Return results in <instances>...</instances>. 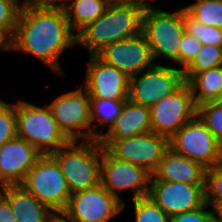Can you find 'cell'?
Instances as JSON below:
<instances>
[{
  "instance_id": "f1b7e54d",
  "label": "cell",
  "mask_w": 222,
  "mask_h": 222,
  "mask_svg": "<svg viewBox=\"0 0 222 222\" xmlns=\"http://www.w3.org/2000/svg\"><path fill=\"white\" fill-rule=\"evenodd\" d=\"M0 147L17 136L16 100L8 101L0 95Z\"/></svg>"
},
{
  "instance_id": "ba28073f",
  "label": "cell",
  "mask_w": 222,
  "mask_h": 222,
  "mask_svg": "<svg viewBox=\"0 0 222 222\" xmlns=\"http://www.w3.org/2000/svg\"><path fill=\"white\" fill-rule=\"evenodd\" d=\"M150 178L151 174L144 168L122 161L102 147L100 184L123 203V211L128 206L121 194L132 192V200L147 196Z\"/></svg>"
},
{
  "instance_id": "ffe728a7",
  "label": "cell",
  "mask_w": 222,
  "mask_h": 222,
  "mask_svg": "<svg viewBox=\"0 0 222 222\" xmlns=\"http://www.w3.org/2000/svg\"><path fill=\"white\" fill-rule=\"evenodd\" d=\"M152 131L150 109L129 100L110 130L101 139H129Z\"/></svg>"
},
{
  "instance_id": "7a4b0ae2",
  "label": "cell",
  "mask_w": 222,
  "mask_h": 222,
  "mask_svg": "<svg viewBox=\"0 0 222 222\" xmlns=\"http://www.w3.org/2000/svg\"><path fill=\"white\" fill-rule=\"evenodd\" d=\"M150 0L111 2L104 14L77 34V45L89 55L142 31V16Z\"/></svg>"
},
{
  "instance_id": "ab89813d",
  "label": "cell",
  "mask_w": 222,
  "mask_h": 222,
  "mask_svg": "<svg viewBox=\"0 0 222 222\" xmlns=\"http://www.w3.org/2000/svg\"><path fill=\"white\" fill-rule=\"evenodd\" d=\"M111 2H116V1H133V0H110Z\"/></svg>"
},
{
  "instance_id": "5b68a950",
  "label": "cell",
  "mask_w": 222,
  "mask_h": 222,
  "mask_svg": "<svg viewBox=\"0 0 222 222\" xmlns=\"http://www.w3.org/2000/svg\"><path fill=\"white\" fill-rule=\"evenodd\" d=\"M20 97L16 100L17 136L42 155L66 146L70 140L58 128L50 108Z\"/></svg>"
},
{
  "instance_id": "74e56055",
  "label": "cell",
  "mask_w": 222,
  "mask_h": 222,
  "mask_svg": "<svg viewBox=\"0 0 222 222\" xmlns=\"http://www.w3.org/2000/svg\"><path fill=\"white\" fill-rule=\"evenodd\" d=\"M213 212H214V218L219 221L222 222V202H218L216 203L213 207Z\"/></svg>"
},
{
  "instance_id": "52a82bcc",
  "label": "cell",
  "mask_w": 222,
  "mask_h": 222,
  "mask_svg": "<svg viewBox=\"0 0 222 222\" xmlns=\"http://www.w3.org/2000/svg\"><path fill=\"white\" fill-rule=\"evenodd\" d=\"M20 185L54 213L63 212L71 196L66 178L50 154L37 160Z\"/></svg>"
},
{
  "instance_id": "7c38bea8",
  "label": "cell",
  "mask_w": 222,
  "mask_h": 222,
  "mask_svg": "<svg viewBox=\"0 0 222 222\" xmlns=\"http://www.w3.org/2000/svg\"><path fill=\"white\" fill-rule=\"evenodd\" d=\"M149 109L152 131L168 139L197 114V106L186 82Z\"/></svg>"
},
{
  "instance_id": "6da1fadb",
  "label": "cell",
  "mask_w": 222,
  "mask_h": 222,
  "mask_svg": "<svg viewBox=\"0 0 222 222\" xmlns=\"http://www.w3.org/2000/svg\"><path fill=\"white\" fill-rule=\"evenodd\" d=\"M77 46L63 7H21L11 51L31 55L52 72L67 77L60 59Z\"/></svg>"
},
{
  "instance_id": "e575fe53",
  "label": "cell",
  "mask_w": 222,
  "mask_h": 222,
  "mask_svg": "<svg viewBox=\"0 0 222 222\" xmlns=\"http://www.w3.org/2000/svg\"><path fill=\"white\" fill-rule=\"evenodd\" d=\"M0 222H17L7 199L0 193Z\"/></svg>"
},
{
  "instance_id": "cb8c5ba5",
  "label": "cell",
  "mask_w": 222,
  "mask_h": 222,
  "mask_svg": "<svg viewBox=\"0 0 222 222\" xmlns=\"http://www.w3.org/2000/svg\"><path fill=\"white\" fill-rule=\"evenodd\" d=\"M222 66V46L201 45L197 56L183 70V78L187 83L195 74Z\"/></svg>"
},
{
  "instance_id": "e0dca14e",
  "label": "cell",
  "mask_w": 222,
  "mask_h": 222,
  "mask_svg": "<svg viewBox=\"0 0 222 222\" xmlns=\"http://www.w3.org/2000/svg\"><path fill=\"white\" fill-rule=\"evenodd\" d=\"M42 154L16 136L0 147V187L21 184Z\"/></svg>"
},
{
  "instance_id": "8fae6325",
  "label": "cell",
  "mask_w": 222,
  "mask_h": 222,
  "mask_svg": "<svg viewBox=\"0 0 222 222\" xmlns=\"http://www.w3.org/2000/svg\"><path fill=\"white\" fill-rule=\"evenodd\" d=\"M99 142L114 157L140 166L151 175L169 148V139L153 131L129 139H100Z\"/></svg>"
},
{
  "instance_id": "30bf717a",
  "label": "cell",
  "mask_w": 222,
  "mask_h": 222,
  "mask_svg": "<svg viewBox=\"0 0 222 222\" xmlns=\"http://www.w3.org/2000/svg\"><path fill=\"white\" fill-rule=\"evenodd\" d=\"M169 147L206 169L222 163V145L197 115L169 139Z\"/></svg>"
},
{
  "instance_id": "9a60e30c",
  "label": "cell",
  "mask_w": 222,
  "mask_h": 222,
  "mask_svg": "<svg viewBox=\"0 0 222 222\" xmlns=\"http://www.w3.org/2000/svg\"><path fill=\"white\" fill-rule=\"evenodd\" d=\"M205 184L167 182L150 178L148 197L169 217L199 208L205 204Z\"/></svg>"
},
{
  "instance_id": "7402d4cb",
  "label": "cell",
  "mask_w": 222,
  "mask_h": 222,
  "mask_svg": "<svg viewBox=\"0 0 222 222\" xmlns=\"http://www.w3.org/2000/svg\"><path fill=\"white\" fill-rule=\"evenodd\" d=\"M110 3V0H65L63 8L72 31L77 35L101 17Z\"/></svg>"
},
{
  "instance_id": "d4e9b609",
  "label": "cell",
  "mask_w": 222,
  "mask_h": 222,
  "mask_svg": "<svg viewBox=\"0 0 222 222\" xmlns=\"http://www.w3.org/2000/svg\"><path fill=\"white\" fill-rule=\"evenodd\" d=\"M194 1V2H192ZM185 10L204 25L222 29V0H192Z\"/></svg>"
},
{
  "instance_id": "277c9868",
  "label": "cell",
  "mask_w": 222,
  "mask_h": 222,
  "mask_svg": "<svg viewBox=\"0 0 222 222\" xmlns=\"http://www.w3.org/2000/svg\"><path fill=\"white\" fill-rule=\"evenodd\" d=\"M50 155L64 174L71 195L100 184L102 146L99 140L70 141Z\"/></svg>"
},
{
  "instance_id": "836d02e7",
  "label": "cell",
  "mask_w": 222,
  "mask_h": 222,
  "mask_svg": "<svg viewBox=\"0 0 222 222\" xmlns=\"http://www.w3.org/2000/svg\"><path fill=\"white\" fill-rule=\"evenodd\" d=\"M65 0H20L21 7H63Z\"/></svg>"
},
{
  "instance_id": "4fadbf2b",
  "label": "cell",
  "mask_w": 222,
  "mask_h": 222,
  "mask_svg": "<svg viewBox=\"0 0 222 222\" xmlns=\"http://www.w3.org/2000/svg\"><path fill=\"white\" fill-rule=\"evenodd\" d=\"M122 212L123 203L101 184L72 194L63 211L73 222H114Z\"/></svg>"
},
{
  "instance_id": "f546056e",
  "label": "cell",
  "mask_w": 222,
  "mask_h": 222,
  "mask_svg": "<svg viewBox=\"0 0 222 222\" xmlns=\"http://www.w3.org/2000/svg\"><path fill=\"white\" fill-rule=\"evenodd\" d=\"M204 191L209 206L222 202V163L206 169Z\"/></svg>"
},
{
  "instance_id": "d590c367",
  "label": "cell",
  "mask_w": 222,
  "mask_h": 222,
  "mask_svg": "<svg viewBox=\"0 0 222 222\" xmlns=\"http://www.w3.org/2000/svg\"><path fill=\"white\" fill-rule=\"evenodd\" d=\"M0 51L6 52V53L12 52L11 51V38L4 31H1V30H0Z\"/></svg>"
},
{
  "instance_id": "3957f363",
  "label": "cell",
  "mask_w": 222,
  "mask_h": 222,
  "mask_svg": "<svg viewBox=\"0 0 222 222\" xmlns=\"http://www.w3.org/2000/svg\"><path fill=\"white\" fill-rule=\"evenodd\" d=\"M150 0L143 12L142 31L150 46L155 64H169L179 68V45L185 31L183 5L173 12ZM160 59V60H158ZM162 59V60H161Z\"/></svg>"
},
{
  "instance_id": "ac0fdd59",
  "label": "cell",
  "mask_w": 222,
  "mask_h": 222,
  "mask_svg": "<svg viewBox=\"0 0 222 222\" xmlns=\"http://www.w3.org/2000/svg\"><path fill=\"white\" fill-rule=\"evenodd\" d=\"M205 172L200 163L176 153L169 147L163 154L155 172L157 180L186 184H205Z\"/></svg>"
},
{
  "instance_id": "5bb4252c",
  "label": "cell",
  "mask_w": 222,
  "mask_h": 222,
  "mask_svg": "<svg viewBox=\"0 0 222 222\" xmlns=\"http://www.w3.org/2000/svg\"><path fill=\"white\" fill-rule=\"evenodd\" d=\"M96 56L128 77L135 76L155 64L143 31L107 45Z\"/></svg>"
},
{
  "instance_id": "1f68e13d",
  "label": "cell",
  "mask_w": 222,
  "mask_h": 222,
  "mask_svg": "<svg viewBox=\"0 0 222 222\" xmlns=\"http://www.w3.org/2000/svg\"><path fill=\"white\" fill-rule=\"evenodd\" d=\"M201 45L199 39L184 33L179 45V69L183 71L190 64L200 51Z\"/></svg>"
},
{
  "instance_id": "f35d334b",
  "label": "cell",
  "mask_w": 222,
  "mask_h": 222,
  "mask_svg": "<svg viewBox=\"0 0 222 222\" xmlns=\"http://www.w3.org/2000/svg\"><path fill=\"white\" fill-rule=\"evenodd\" d=\"M216 101L222 102V89H221L220 95H219V97H218V99Z\"/></svg>"
},
{
  "instance_id": "d6a6232c",
  "label": "cell",
  "mask_w": 222,
  "mask_h": 222,
  "mask_svg": "<svg viewBox=\"0 0 222 222\" xmlns=\"http://www.w3.org/2000/svg\"><path fill=\"white\" fill-rule=\"evenodd\" d=\"M213 219V209L205 203L199 208L170 217V222H212Z\"/></svg>"
},
{
  "instance_id": "8d00e7d4",
  "label": "cell",
  "mask_w": 222,
  "mask_h": 222,
  "mask_svg": "<svg viewBox=\"0 0 222 222\" xmlns=\"http://www.w3.org/2000/svg\"><path fill=\"white\" fill-rule=\"evenodd\" d=\"M48 222H73L63 212L54 213Z\"/></svg>"
},
{
  "instance_id": "83f0119b",
  "label": "cell",
  "mask_w": 222,
  "mask_h": 222,
  "mask_svg": "<svg viewBox=\"0 0 222 222\" xmlns=\"http://www.w3.org/2000/svg\"><path fill=\"white\" fill-rule=\"evenodd\" d=\"M196 115L222 145V102L210 101L199 104Z\"/></svg>"
},
{
  "instance_id": "44dd1931",
  "label": "cell",
  "mask_w": 222,
  "mask_h": 222,
  "mask_svg": "<svg viewBox=\"0 0 222 222\" xmlns=\"http://www.w3.org/2000/svg\"><path fill=\"white\" fill-rule=\"evenodd\" d=\"M127 100L90 98L92 140H100L110 130Z\"/></svg>"
},
{
  "instance_id": "8992f818",
  "label": "cell",
  "mask_w": 222,
  "mask_h": 222,
  "mask_svg": "<svg viewBox=\"0 0 222 222\" xmlns=\"http://www.w3.org/2000/svg\"><path fill=\"white\" fill-rule=\"evenodd\" d=\"M55 96L46 104L63 134L70 141L92 140L90 96L87 90L81 85Z\"/></svg>"
},
{
  "instance_id": "4316f807",
  "label": "cell",
  "mask_w": 222,
  "mask_h": 222,
  "mask_svg": "<svg viewBox=\"0 0 222 222\" xmlns=\"http://www.w3.org/2000/svg\"><path fill=\"white\" fill-rule=\"evenodd\" d=\"M133 222H170V217L148 196L132 200Z\"/></svg>"
},
{
  "instance_id": "484cf974",
  "label": "cell",
  "mask_w": 222,
  "mask_h": 222,
  "mask_svg": "<svg viewBox=\"0 0 222 222\" xmlns=\"http://www.w3.org/2000/svg\"><path fill=\"white\" fill-rule=\"evenodd\" d=\"M185 31L199 39L202 45L222 46V29L204 25L191 16L183 7Z\"/></svg>"
},
{
  "instance_id": "603a6c76",
  "label": "cell",
  "mask_w": 222,
  "mask_h": 222,
  "mask_svg": "<svg viewBox=\"0 0 222 222\" xmlns=\"http://www.w3.org/2000/svg\"><path fill=\"white\" fill-rule=\"evenodd\" d=\"M187 84L190 86L196 106L216 101L222 89V66L195 74Z\"/></svg>"
},
{
  "instance_id": "2e32d148",
  "label": "cell",
  "mask_w": 222,
  "mask_h": 222,
  "mask_svg": "<svg viewBox=\"0 0 222 222\" xmlns=\"http://www.w3.org/2000/svg\"><path fill=\"white\" fill-rule=\"evenodd\" d=\"M85 77L80 85L90 98L128 99L129 77L119 69L110 66L96 55L88 56Z\"/></svg>"
},
{
  "instance_id": "60d3db41",
  "label": "cell",
  "mask_w": 222,
  "mask_h": 222,
  "mask_svg": "<svg viewBox=\"0 0 222 222\" xmlns=\"http://www.w3.org/2000/svg\"><path fill=\"white\" fill-rule=\"evenodd\" d=\"M212 222H219V221H217L215 218L212 220Z\"/></svg>"
},
{
  "instance_id": "9c48e42d",
  "label": "cell",
  "mask_w": 222,
  "mask_h": 222,
  "mask_svg": "<svg viewBox=\"0 0 222 222\" xmlns=\"http://www.w3.org/2000/svg\"><path fill=\"white\" fill-rule=\"evenodd\" d=\"M183 71L171 64H154L139 74L129 77L128 100L151 107L175 92L183 83Z\"/></svg>"
},
{
  "instance_id": "4dcf8cb0",
  "label": "cell",
  "mask_w": 222,
  "mask_h": 222,
  "mask_svg": "<svg viewBox=\"0 0 222 222\" xmlns=\"http://www.w3.org/2000/svg\"><path fill=\"white\" fill-rule=\"evenodd\" d=\"M20 8V0H0V30L11 39L15 32Z\"/></svg>"
},
{
  "instance_id": "d6986e66",
  "label": "cell",
  "mask_w": 222,
  "mask_h": 222,
  "mask_svg": "<svg viewBox=\"0 0 222 222\" xmlns=\"http://www.w3.org/2000/svg\"><path fill=\"white\" fill-rule=\"evenodd\" d=\"M0 193L7 199L17 222H48L54 212L22 185H5Z\"/></svg>"
}]
</instances>
